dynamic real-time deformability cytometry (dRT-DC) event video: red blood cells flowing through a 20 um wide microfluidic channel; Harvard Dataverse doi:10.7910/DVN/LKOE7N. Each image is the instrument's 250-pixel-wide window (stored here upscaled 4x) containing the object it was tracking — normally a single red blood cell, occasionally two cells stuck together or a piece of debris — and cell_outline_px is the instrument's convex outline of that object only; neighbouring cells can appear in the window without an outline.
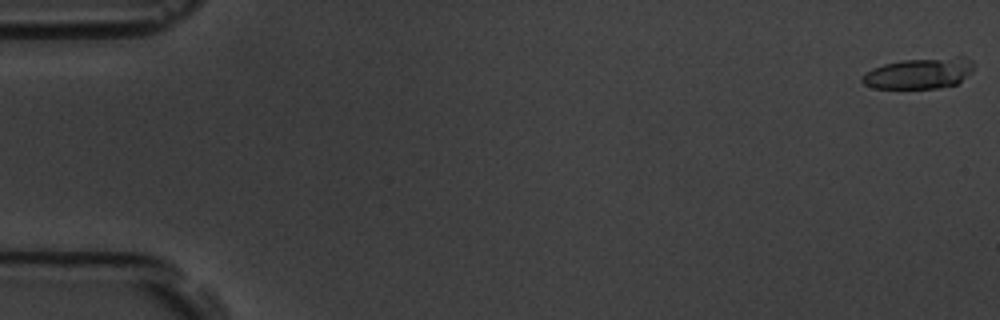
{"species": "common noctule bat (a hibernating species)", "species_latin": "Nyctalus noctula", "temperature_condition": "room temperature", "stored_images_in_passage": 5, "camera_frame_rate_fps": 3000, "um_per_image_px": 0.085, "animal": {"sex": "male", "body_mass_g": 19.5, "forearm_length_mm": 54.6}, "frame": {"image": 1, "passage_image": 1, "time_ms": 0.0, "image_size_px": [1000, 320], "cell_outline_px": [[972, 72], [956, 84], [936, 88], [876, 88], [864, 84], [860, 80], [860, 76], [872, 68], [884, 64], [904, 60], [956, 56], [964, 56], [972, 60]], "centroid_in_image_um": [78.13, 6.22], "position_along_channel_um": 6.9, "area_um2": 20.11}}
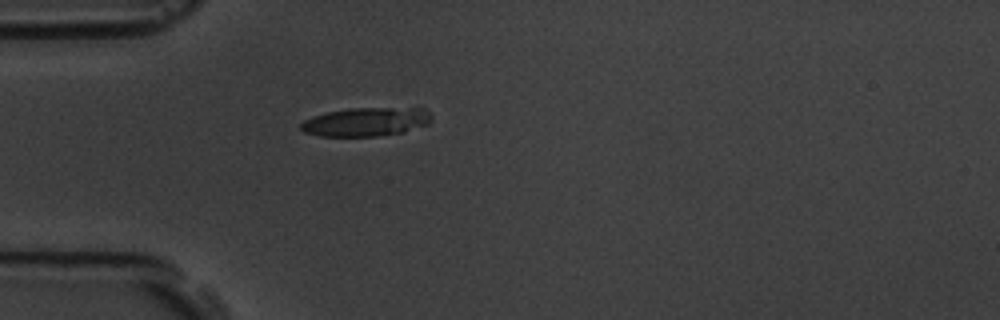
{"frame": {"image": 2, "passage_image": 5, "time_ms": 5.333, "image_size_px": [1000, 320], "cell_outline_px": [[432, 120], [428, 124], [404, 132], [376, 136], [320, 136], [304, 132], [300, 128], [300, 124], [304, 120], [312, 116], [328, 112], [352, 108], [424, 108], [432, 116]], "centroid_in_image_um": [31.12, 10.36], "position_along_channel_um": 53.9, "area_um2": 21.85}}